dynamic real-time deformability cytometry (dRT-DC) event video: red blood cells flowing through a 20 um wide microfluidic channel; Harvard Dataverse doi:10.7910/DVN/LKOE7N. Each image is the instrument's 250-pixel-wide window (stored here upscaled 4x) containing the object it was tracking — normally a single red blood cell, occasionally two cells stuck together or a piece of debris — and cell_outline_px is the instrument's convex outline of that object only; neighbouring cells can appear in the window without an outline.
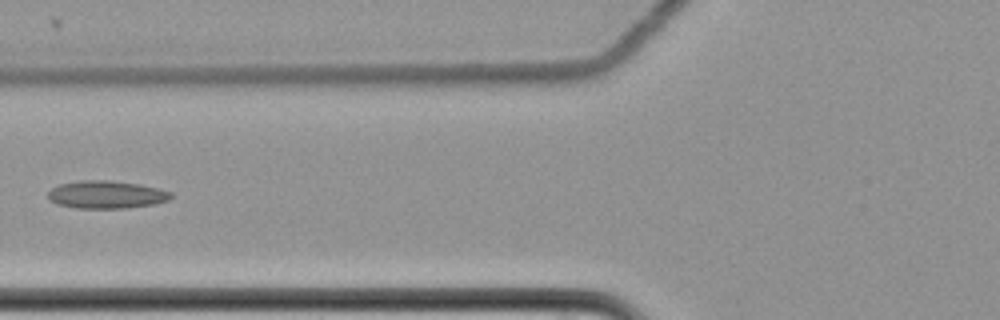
{"species": "common noctule bat (a hibernating species)", "species_latin": "Nyctalus noctula", "temperature_condition": "cold", "stored_images_in_passage": 4, "camera_frame_rate_fps": 3000, "um_per_image_px": 0.085, "animal": {"sex": "female", "body_mass_g": 22.7, "forearm_length_mm": 54.2}, "frame": {"image": 1, "passage_image": 2, "time_ms": 0.333, "image_size_px": [1000, 320], "cell_outline_px": [[172, 196], [168, 200], [156, 204], [128, 208], [76, 208], [56, 204], [48, 196], [48, 192], [52, 188], [60, 184], [84, 180], [112, 180], [140, 184], [160, 188], [172, 192]], "centroid_in_image_um": [9.09, 16.54], "position_along_channel_um": 116.7, "area_um2": 20.0}}
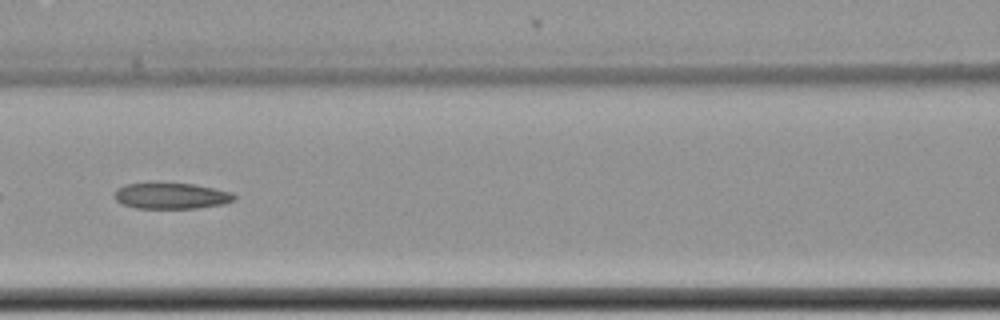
{"frame": {"image": 2, "passage_image": 3, "time_ms": 0.667, "image_size_px": [1000, 320], "cell_outline_px": [[236, 200], [224, 204], [196, 208], [136, 208], [124, 204], [116, 200], [112, 196], [116, 188], [124, 184], [152, 180], [192, 184], [232, 192], [236, 196]], "centroid_in_image_um": [14.48, 16.6], "position_along_channel_um": 152.1, "area_um2": 18.96}}
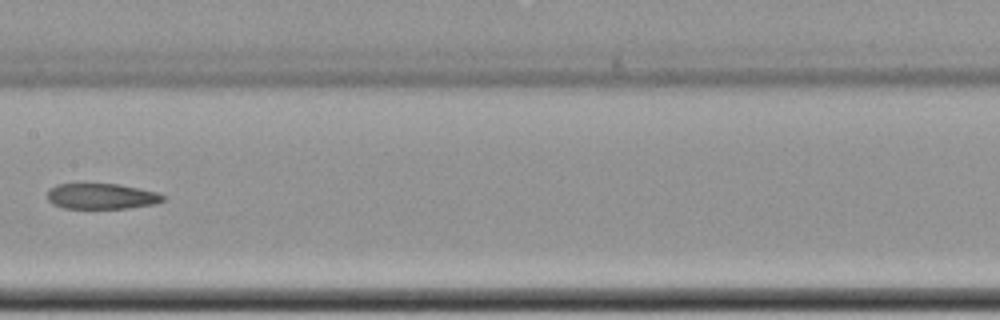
{"frame": {"image": 3, "passage_image": 4, "time_ms": 1.0, "image_size_px": [1000, 320], "cell_outline_px": [[164, 200], [156, 204], [128, 208], [64, 208], [52, 204], [48, 200], [48, 188], [56, 184], [116, 184], [140, 188], [156, 192], [164, 196]], "centroid_in_image_um": [8.61, 16.68], "position_along_channel_um": 198.8, "area_um2": 17.28}}